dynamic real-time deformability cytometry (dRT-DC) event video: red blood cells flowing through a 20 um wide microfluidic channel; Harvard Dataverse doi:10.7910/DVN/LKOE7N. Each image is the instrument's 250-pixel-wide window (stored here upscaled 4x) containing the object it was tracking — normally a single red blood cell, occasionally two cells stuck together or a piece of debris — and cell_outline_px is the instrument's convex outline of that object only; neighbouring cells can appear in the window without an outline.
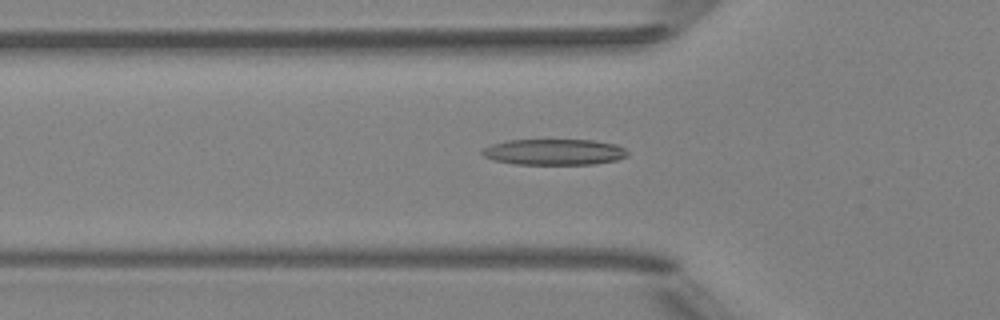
{"species": "Egyptian fruit bat (a non-hibernating species)", "species_latin": "Rousettus aegyptiacus", "temperature_condition": "room temperature", "stored_images_in_passage": 44, "camera_frame_rate_fps": 3000, "um_per_image_px": 0.085, "animal": {"sex": "female"}, "frame": {"image": 1, "passage_image": 15, "time_ms": 4.667, "image_size_px": [1000, 320], "cell_outline_px": [[628, 156], [616, 160], [596, 164], [516, 164], [492, 160], [484, 156], [480, 152], [484, 148], [492, 144], [508, 140], [592, 140], [616, 144], [624, 148], [628, 152]], "centroid_in_image_um": [47.11, 12.92], "position_along_channel_um": 78.7, "area_um2": 22.02}}
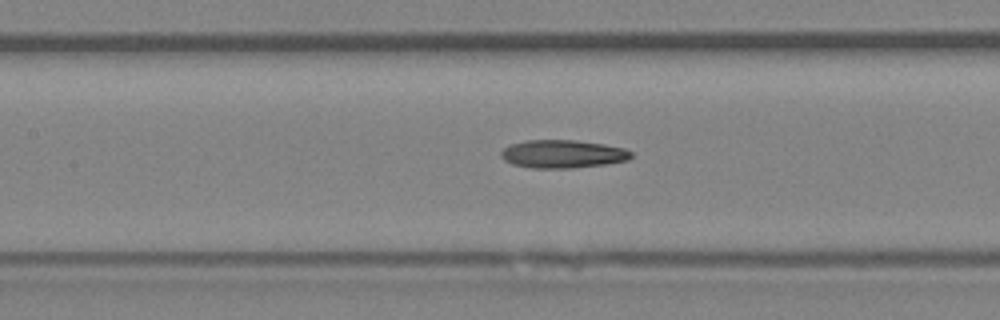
{"frame": {"image": 2, "passage_image": 21, "time_ms": 6.667, "image_size_px": [1000, 320], "cell_outline_px": [[632, 156], [628, 160], [608, 164], [572, 168], [532, 168], [512, 164], [504, 160], [500, 156], [500, 152], [504, 148], [512, 144], [524, 140], [576, 140], [604, 144], [624, 148], [632, 152]], "centroid_in_image_um": [47.83, 13.09], "position_along_channel_um": 159.6, "area_um2": 21.44}}
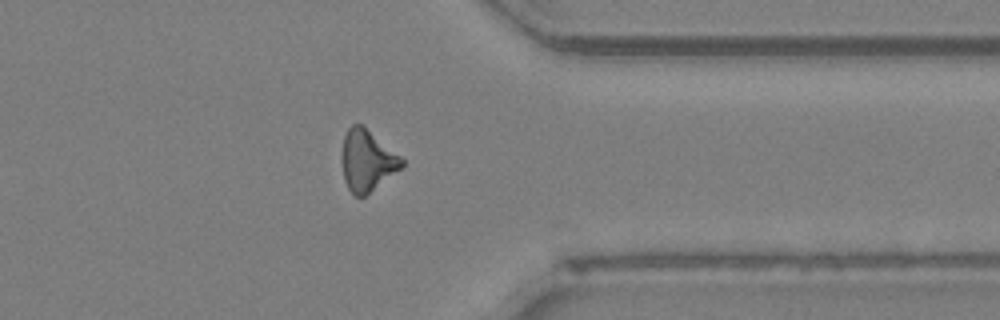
{"frame": {"image": 3, "passage_image": 38, "time_ms": 12.333, "image_size_px": [1000, 320], "cell_outline_px": [[404, 164], [400, 168], [364, 196], [356, 196], [348, 188], [344, 180], [340, 160], [340, 156], [344, 136], [348, 128], [352, 124], [360, 124], [400, 156], [404, 160]], "centroid_in_image_um": [31.14, 13.64], "position_along_channel_um": 380.3, "area_um2": 20.92}, "authors_computed_cell_mechanics": {"area_um2": 21.1548, "velocity_mm_per_s": 4.0377, "shape_relaxation_time_tau1_ms": null, "shape_relaxation_time_tau2_ms": 7.9877, "deformation_change_tau1": null, "deformation_change_tau2": 0.2514}}